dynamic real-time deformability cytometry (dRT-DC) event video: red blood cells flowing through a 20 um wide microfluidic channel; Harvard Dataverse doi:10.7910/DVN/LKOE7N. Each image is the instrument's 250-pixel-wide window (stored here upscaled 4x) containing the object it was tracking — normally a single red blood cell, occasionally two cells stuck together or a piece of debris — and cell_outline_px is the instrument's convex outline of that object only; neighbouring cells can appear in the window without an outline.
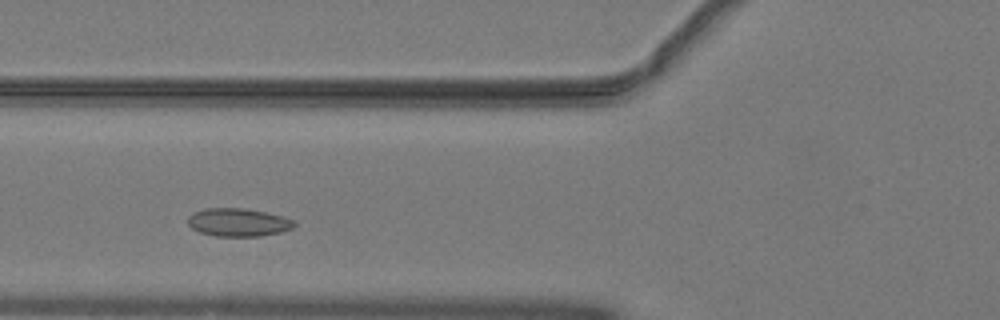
{"species": "common noctule bat (a hibernating species)", "species_latin": "Nyctalus noctula", "temperature_condition": "warm", "stored_images_in_passage": 39, "camera_frame_rate_fps": 3000, "um_per_image_px": 0.085, "animal": {"sex": "male", "body_mass_g": 19.2, "forearm_length_mm": 51.8}, "frame": {"image": 1, "passage_image": 8, "time_ms": 2.333, "image_size_px": [1000, 320], "cell_outline_px": [[296, 224], [292, 228], [280, 232], [260, 236], [216, 236], [200, 232], [192, 228], [188, 224], [188, 216], [192, 212], [204, 208], [244, 208], [264, 212], [296, 220]], "centroid_in_image_um": [20.23, 18.89], "position_along_channel_um": 105.6, "area_um2": 17.4}}
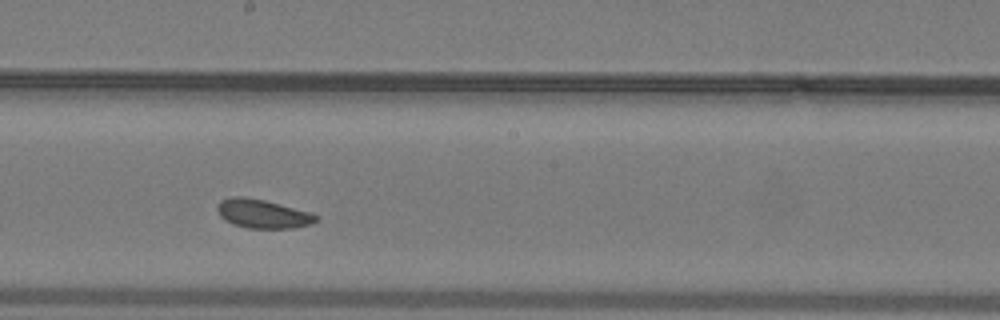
{"frame": {"image": 2, "passage_image": 17, "time_ms": 5.333, "image_size_px": [1000, 320], "cell_outline_px": [[320, 216], [312, 224], [292, 228], [248, 228], [232, 224], [224, 220], [220, 216], [216, 208], [216, 204], [220, 200], [232, 196], [244, 196], [264, 200], [312, 212]], "centroid_in_image_um": [22.31, 18.16], "position_along_channel_um": 225.9, "area_um2": 16.82}}
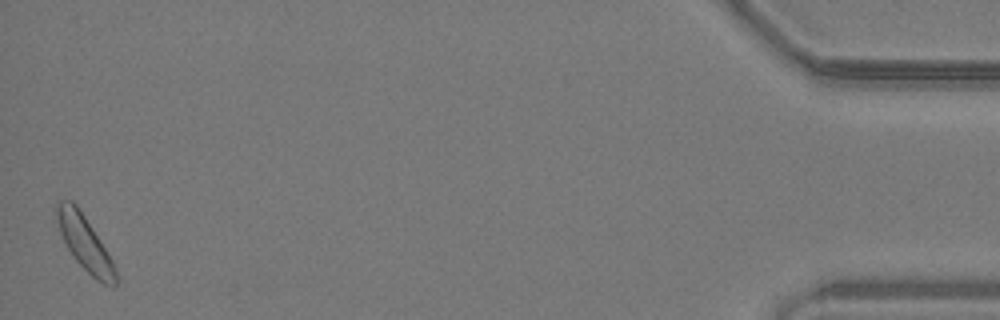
{"frame": {"image": 3, "passage_image": 39, "time_ms": 12.667, "image_size_px": [1000, 320], "cell_outline_px": [[116, 284], [104, 284], [96, 280], [72, 256], [60, 232], [56, 220], [56, 204], [60, 200], [72, 200], [76, 204], [92, 228], [112, 260], [116, 268]], "centroid_in_image_um": [7.18, 20.63], "position_along_channel_um": 428.0, "area_um2": 18.21}, "authors_computed_cell_mechanics": {"area_um2": 16.8198, "velocity_mm_per_s": 4.0029, "shape_relaxation_time_tau1_ms": null, "shape_relaxation_time_tau2_ms": 2.139, "deformation_change_tau1": null, "deformation_change_tau2": 0.0702}}